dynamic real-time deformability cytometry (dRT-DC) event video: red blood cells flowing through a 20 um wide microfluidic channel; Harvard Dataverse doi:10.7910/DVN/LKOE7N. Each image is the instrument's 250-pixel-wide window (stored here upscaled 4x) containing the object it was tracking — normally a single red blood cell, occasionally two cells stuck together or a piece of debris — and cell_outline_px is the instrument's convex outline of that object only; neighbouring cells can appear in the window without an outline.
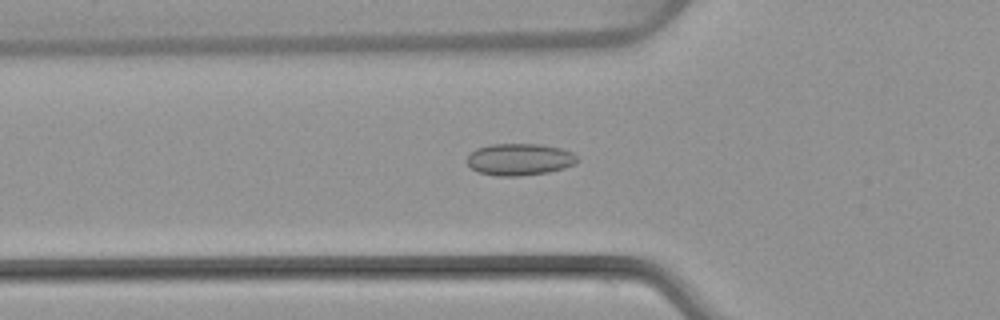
{"species": "common noctule bat (a hibernating species)", "species_latin": "Nyctalus noctula", "temperature_condition": "warm", "stored_images_in_passage": 50, "camera_frame_rate_fps": 3000, "um_per_image_px": 0.085, "animal": {"sex": "female", "body_mass_g": 22.7, "forearm_length_mm": 54.2}, "frame": {"image": 1, "passage_image": 17, "time_ms": 5.333, "image_size_px": [1000, 320], "cell_outline_px": [[580, 160], [576, 164], [564, 168], [548, 172], [520, 176], [496, 176], [480, 172], [472, 168], [464, 160], [476, 148], [492, 144], [544, 144], [560, 148], [572, 152]], "centroid_in_image_um": [44.18, 13.55], "position_along_channel_um": 81.6, "area_um2": 20.63}}
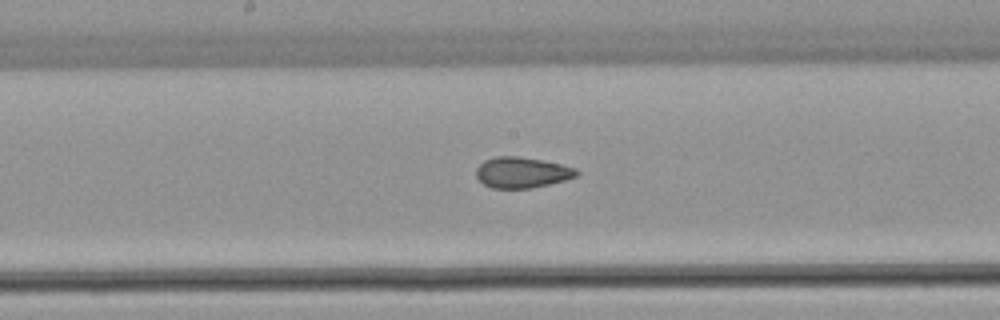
{"frame": {"image": 2, "passage_image": 26, "time_ms": 8.333, "image_size_px": [1000, 320], "cell_outline_px": [[580, 172], [576, 176], [564, 180], [532, 188], [492, 188], [484, 184], [476, 176], [476, 168], [484, 160], [496, 156], [516, 156], [540, 160], [560, 164], [576, 168]], "centroid_in_image_um": [44.35, 14.66], "position_along_channel_um": 203.9, "area_um2": 17.86}}
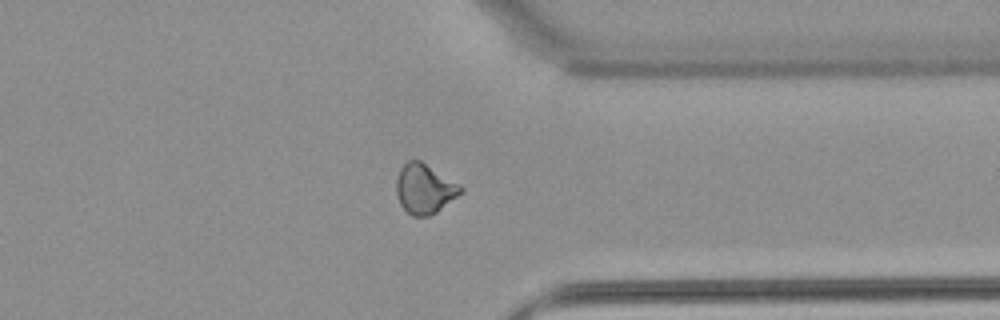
{"frame": {"image": 3, "passage_image": 39, "time_ms": 12.667, "image_size_px": [1000, 320], "cell_outline_px": [[464, 192], [436, 212], [428, 216], [412, 216], [400, 204], [396, 192], [396, 180], [400, 168], [408, 160], [420, 160], [460, 184], [464, 188]], "centroid_in_image_um": [36.1, 16.04], "position_along_channel_um": 375.3, "area_um2": 18.67}, "authors_computed_cell_mechanics": {"area_um2": 18.785, "velocity_mm_per_s": 4.0574, "shape_relaxation_time_tau1_ms": null, "shape_relaxation_time_tau2_ms": 1.6958, "deformation_change_tau1": null, "deformation_change_tau2": 0.0671}}